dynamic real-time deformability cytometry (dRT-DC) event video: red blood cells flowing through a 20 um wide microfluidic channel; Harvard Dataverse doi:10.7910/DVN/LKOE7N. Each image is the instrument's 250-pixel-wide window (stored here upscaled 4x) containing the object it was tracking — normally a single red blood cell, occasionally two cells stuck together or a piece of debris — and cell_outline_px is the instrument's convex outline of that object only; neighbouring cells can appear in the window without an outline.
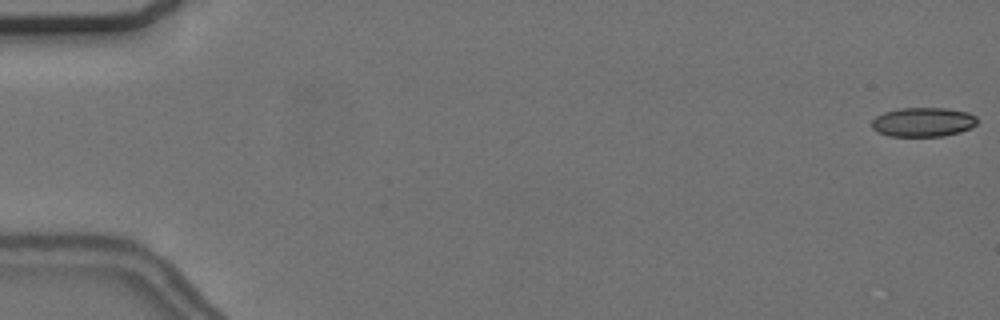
{"species": "common noctule bat (a hibernating species)", "species_latin": "Nyctalus noctula", "temperature_condition": "cold", "stored_images_in_passage": 6, "camera_frame_rate_fps": 3000, "um_per_image_px": 0.085, "animal": {"sex": "female", "body_mass_g": 24.6, "forearm_length_mm": 56.2}, "frame": {"image": 1, "passage_image": 1, "time_ms": 0.0, "image_size_px": [1000, 320], "cell_outline_px": [[980, 120], [972, 128], [960, 132], [944, 136], [888, 136], [876, 132], [872, 128], [872, 120], [876, 116], [884, 112], [900, 108], [948, 108], [968, 112], [976, 116]], "centroid_in_image_um": [78.49, 10.38], "position_along_channel_um": 6.5, "area_um2": 18.26}}